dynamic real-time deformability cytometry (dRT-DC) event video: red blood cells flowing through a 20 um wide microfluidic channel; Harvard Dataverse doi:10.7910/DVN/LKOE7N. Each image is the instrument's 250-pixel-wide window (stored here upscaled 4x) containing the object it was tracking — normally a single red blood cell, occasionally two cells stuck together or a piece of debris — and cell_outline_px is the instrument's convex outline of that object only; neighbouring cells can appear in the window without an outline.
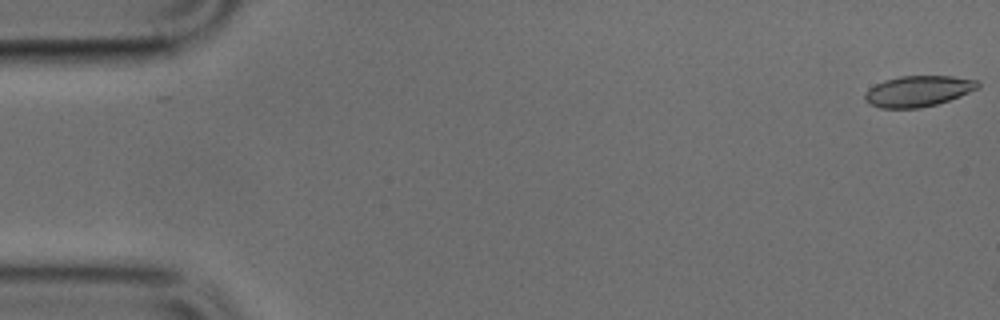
{"species": "common noctule bat (a hibernating species)", "species_latin": "Nyctalus noctula", "temperature_condition": "cold", "stored_images_in_passage": 9, "camera_frame_rate_fps": 3000, "um_per_image_px": 0.085, "animal": {"sex": "male", "body_mass_g": 17.9, "forearm_length_mm": 54.2}, "frame": {"image": 1, "passage_image": 1, "time_ms": 0.0, "image_size_px": [1000, 320], "cell_outline_px": [[980, 88], [960, 96], [936, 104], [920, 108], [880, 108], [868, 104], [864, 100], [864, 92], [868, 88], [884, 80], [900, 76], [952, 76], [976, 80], [980, 84]], "centroid_in_image_um": [78.01, 7.75], "position_along_channel_um": 7.0, "area_um2": 20.46}}